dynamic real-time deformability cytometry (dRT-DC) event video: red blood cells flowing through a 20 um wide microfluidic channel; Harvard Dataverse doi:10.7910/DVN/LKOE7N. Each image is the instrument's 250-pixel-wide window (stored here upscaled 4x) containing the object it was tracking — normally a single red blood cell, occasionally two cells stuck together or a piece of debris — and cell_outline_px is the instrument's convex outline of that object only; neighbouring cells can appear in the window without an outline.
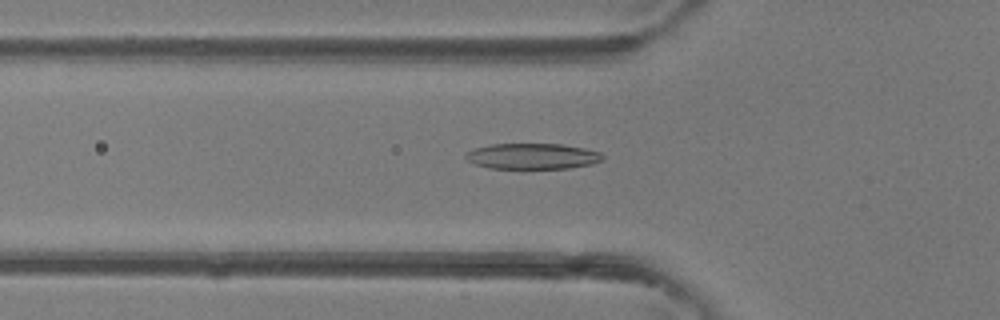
{"species": "common noctule bat (a hibernating species)", "species_latin": "Nyctalus noctula", "temperature_condition": "room temperature", "stored_images_in_passage": 46, "camera_frame_rate_fps": 3000, "um_per_image_px": 0.085, "animal": {"sex": "female"}, "frame": {"image": 1, "passage_image": 16, "time_ms": 5.0, "image_size_px": [1000, 320], "cell_outline_px": [[604, 160], [592, 164], [568, 168], [488, 168], [476, 164], [468, 160], [464, 156], [472, 148], [492, 144], [564, 144], [584, 148], [600, 152], [604, 156]], "centroid_in_image_um": [45.28, 13.27], "position_along_channel_um": 80.5, "area_um2": 20.58}}
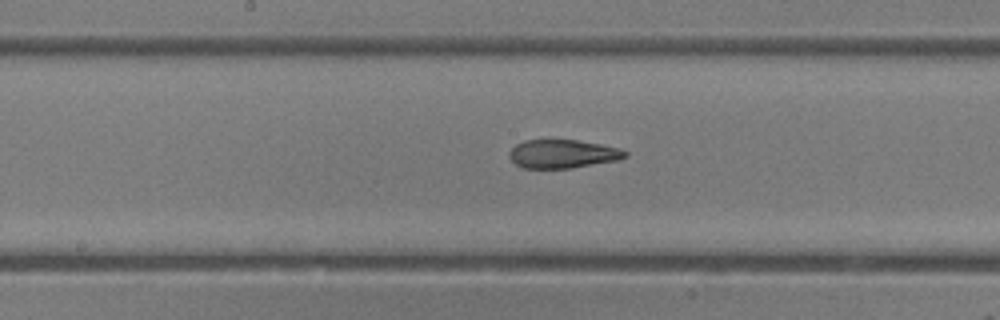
{"frame": {"image": 2, "passage_image": 24, "time_ms": 7.667, "image_size_px": [1000, 320], "cell_outline_px": [[628, 156], [620, 160], [572, 168], [520, 168], [508, 156], [508, 152], [516, 144], [524, 140], [576, 140], [600, 144], [620, 148], [628, 152]], "centroid_in_image_um": [47.84, 13.08], "position_along_channel_um": 200.4, "area_um2": 19.42}}
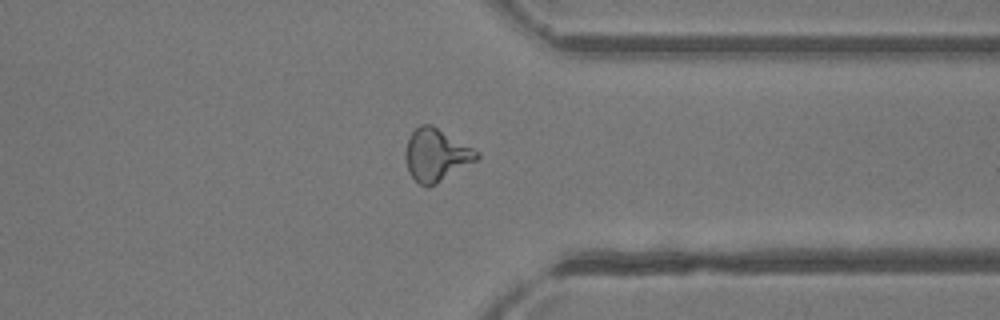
{"frame": {"image": 3, "passage_image": 36, "time_ms": 11.667, "image_size_px": [1000, 320], "cell_outline_px": [[480, 156], [476, 160], [436, 184], [428, 188], [420, 184], [408, 172], [404, 152], [408, 140], [412, 132], [420, 124], [432, 124], [480, 152]], "centroid_in_image_um": [37.06, 13.17], "position_along_channel_um": 374.3, "area_um2": 21.73}, "authors_computed_cell_mechanics": {"area_um2": 20.6346, "velocity_mm_per_s": 4.4378, "shape_relaxation_time_tau1_ms": 6.4175, "shape_relaxation_time_tau2_ms": 1.6434, "deformation_change_tau1": 0.2344, "deformation_change_tau2": 0.1037}}